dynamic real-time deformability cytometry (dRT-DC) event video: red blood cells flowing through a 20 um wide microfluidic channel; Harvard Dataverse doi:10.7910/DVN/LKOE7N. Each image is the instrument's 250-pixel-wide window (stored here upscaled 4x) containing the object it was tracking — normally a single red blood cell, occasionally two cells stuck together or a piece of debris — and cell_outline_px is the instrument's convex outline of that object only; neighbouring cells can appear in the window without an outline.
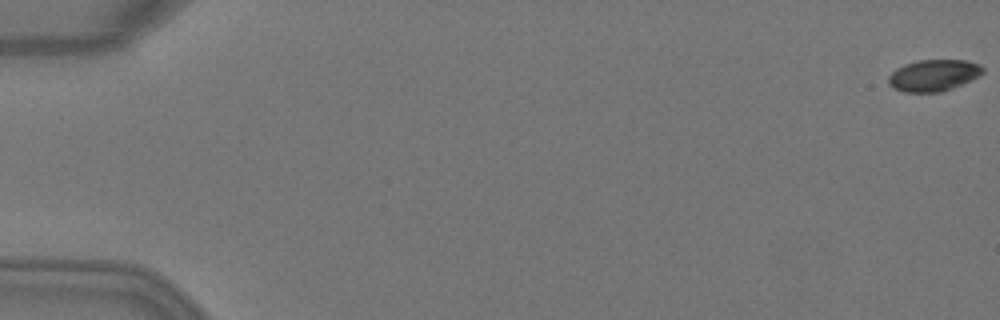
{"species": "Egyptian fruit bat (a non-hibernating species)", "species_latin": "Rousettus aegyptiacus", "temperature_condition": "warm", "stored_images_in_passage": 5, "camera_frame_rate_fps": 3000, "um_per_image_px": 0.085, "animal": {"sex": "female"}, "frame": {"image": 1, "passage_image": 1, "time_ms": 0.0, "image_size_px": [1000, 320], "cell_outline_px": [[984, 72], [980, 76], [964, 84], [940, 92], [904, 92], [892, 88], [888, 84], [888, 76], [896, 68], [904, 64], [920, 60], [968, 60], [980, 64], [984, 68]], "centroid_in_image_um": [79.37, 6.4], "position_along_channel_um": 5.6, "area_um2": 17.63}}